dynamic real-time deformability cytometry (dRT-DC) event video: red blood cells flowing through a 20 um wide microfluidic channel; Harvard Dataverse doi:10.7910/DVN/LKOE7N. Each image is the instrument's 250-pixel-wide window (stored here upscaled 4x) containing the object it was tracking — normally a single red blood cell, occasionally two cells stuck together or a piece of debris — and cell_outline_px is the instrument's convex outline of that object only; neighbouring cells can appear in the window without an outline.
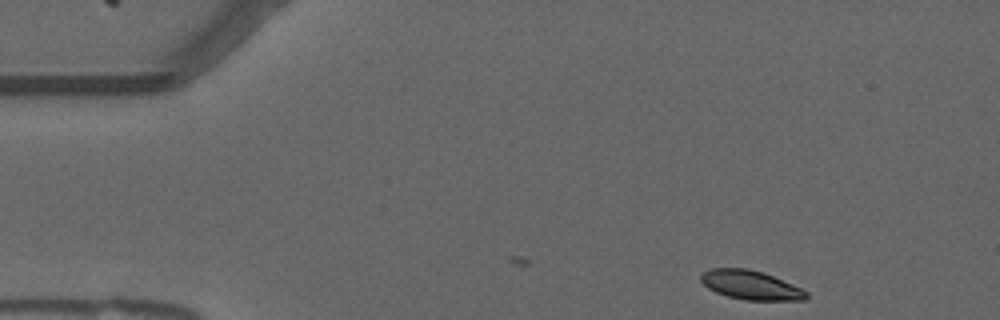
{"species": "common noctule bat (a hibernating species)", "species_latin": "Nyctalus noctula", "temperature_condition": "warm", "stored_images_in_passage": 33, "camera_frame_rate_fps": 3000, "um_per_image_px": 0.085, "animal": {"sex": "male", "forearm_length_mm": 52.5}, "frame": {"image": 1, "passage_image": 1, "time_ms": 0.0, "image_size_px": [1000, 320], "cell_outline_px": [[808, 296], [804, 300], [744, 300], [728, 296], [716, 292], [708, 288], [700, 280], [700, 276], [704, 272], [712, 268], [748, 268], [764, 272], [792, 284], [808, 292]], "centroid_in_image_um": [63.81, 24.22], "position_along_channel_um": 21.2, "area_um2": 17.8}}
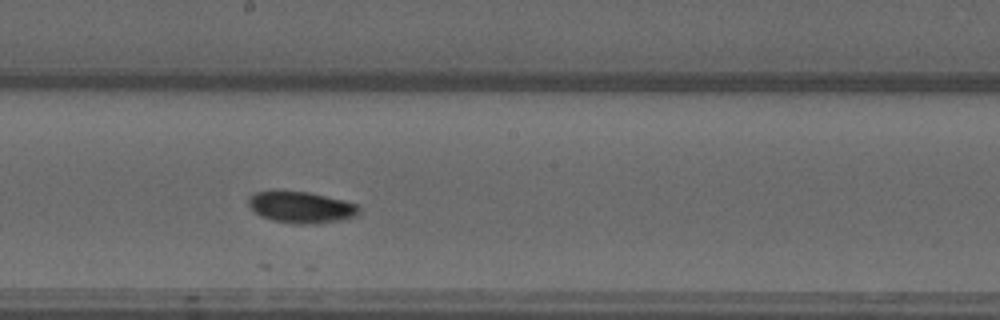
{"frame": {"image": 2, "passage_image": 24, "time_ms": 7.667, "image_size_px": [1000, 320], "cell_outline_px": [[360, 212], [356, 216], [340, 220], [312, 224], [296, 224], [272, 220], [260, 216], [248, 204], [248, 196], [256, 192], [272, 188], [308, 192], [344, 200], [356, 204], [360, 208]], "centroid_in_image_um": [25.55, 17.58], "position_along_channel_um": 222.7, "area_um2": 20.75}}
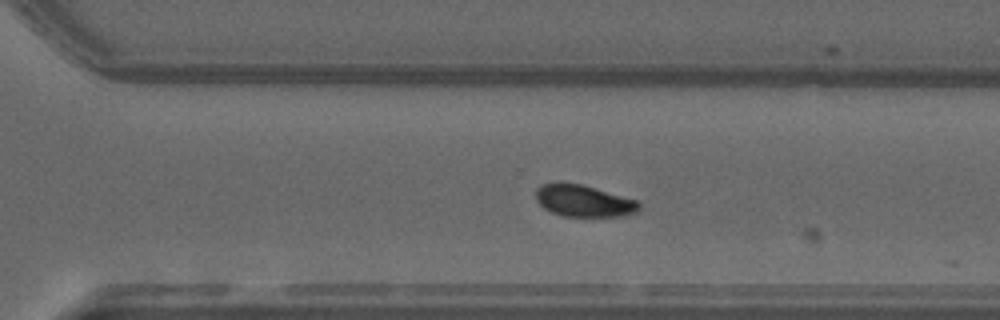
{"frame": {"image": 3, "passage_image": 32, "time_ms": 10.333, "image_size_px": [1000, 320], "cell_outline_px": [[640, 208], [636, 212], [624, 216], [564, 216], [552, 212], [544, 208], [536, 200], [536, 188], [540, 184], [560, 180], [580, 184], [636, 200], [640, 204]], "centroid_in_image_um": [49.55, 17.05], "position_along_channel_um": 321.1, "area_um2": 19.25}}